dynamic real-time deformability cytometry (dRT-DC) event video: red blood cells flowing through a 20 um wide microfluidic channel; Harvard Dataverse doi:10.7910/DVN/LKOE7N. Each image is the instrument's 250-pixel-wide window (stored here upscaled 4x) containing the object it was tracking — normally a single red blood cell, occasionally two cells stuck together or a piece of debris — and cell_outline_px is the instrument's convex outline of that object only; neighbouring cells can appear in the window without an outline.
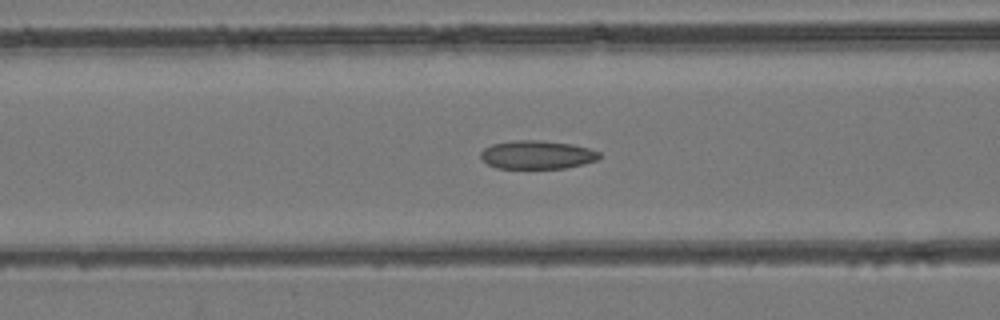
{"species": "common noctule bat (a hibernating species)", "species_latin": "Nyctalus noctula", "temperature_condition": "room temperature", "stored_images_in_passage": 51, "camera_frame_rate_fps": 3000, "um_per_image_px": 0.085, "animal": {"sex": "female", "body_mass_g": 24.6, "forearm_length_mm": 56.2}, "frame": {"image": 1, "passage_image": 21, "time_ms": 6.667, "image_size_px": [1000, 320], "cell_outline_px": [[600, 156], [596, 160], [584, 164], [564, 168], [496, 168], [488, 164], [480, 156], [480, 152], [484, 148], [492, 144], [512, 140], [540, 140], [572, 144], [588, 148], [600, 152]], "centroid_in_image_um": [45.64, 13.15], "position_along_channel_um": 121.0, "area_um2": 19.65}}
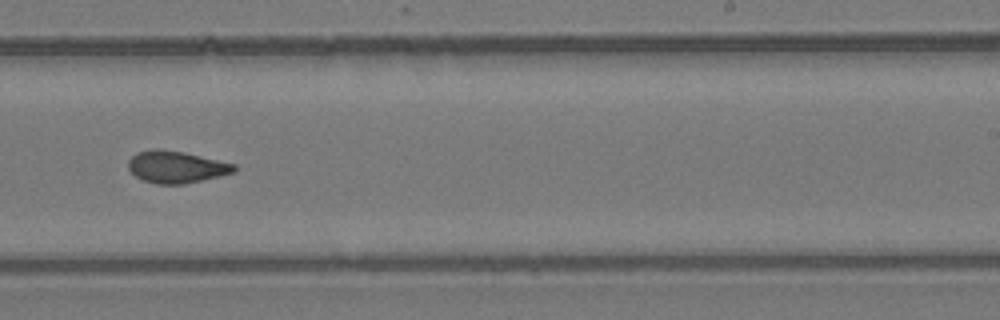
{"frame": {"image": 2, "passage_image": 32, "time_ms": 10.333, "image_size_px": [1000, 320], "cell_outline_px": [[236, 172], [184, 184], [156, 184], [144, 180], [136, 176], [128, 168], [128, 160], [136, 152], [152, 148], [156, 148], [184, 152], [236, 164]], "centroid_in_image_um": [14.97, 14.18], "position_along_channel_um": 274.0, "area_um2": 19.77}}
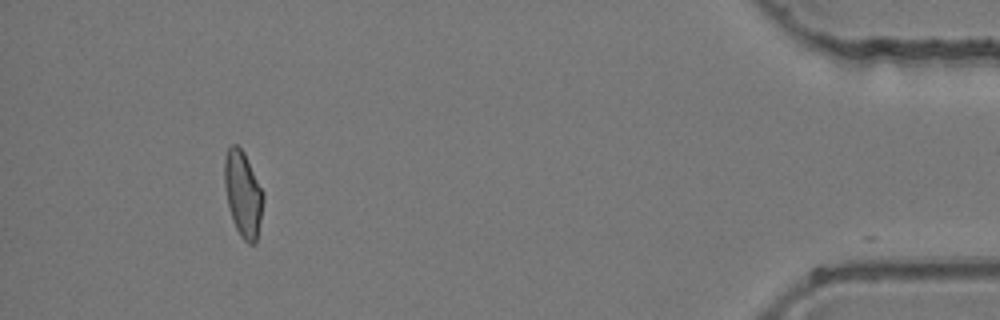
{"frame": {"image": 3, "passage_image": 47, "time_ms": 15.333, "image_size_px": [1000, 320], "cell_outline_px": [[264, 200], [256, 244], [248, 244], [240, 236], [232, 220], [228, 208], [224, 188], [224, 156], [228, 148], [232, 144], [236, 144], [244, 152], [264, 192]], "centroid_in_image_um": [20.65, 16.49], "position_along_channel_um": 414.6, "area_um2": 19.71}}